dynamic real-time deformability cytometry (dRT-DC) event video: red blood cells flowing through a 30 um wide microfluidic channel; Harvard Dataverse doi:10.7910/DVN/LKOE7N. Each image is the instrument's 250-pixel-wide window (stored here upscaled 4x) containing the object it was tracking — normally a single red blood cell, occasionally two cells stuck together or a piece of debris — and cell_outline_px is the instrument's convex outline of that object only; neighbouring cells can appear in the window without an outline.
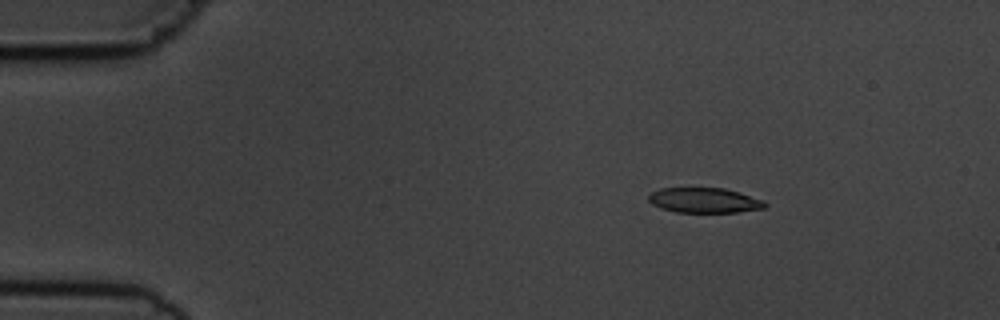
{"species": "common noctule bat (a hibernating species)", "species_latin": "Nyctalus noctula", "temperature_condition": "cold", "stored_images_in_passage": 5, "camera_frame_rate_fps": 3000, "um_per_image_px": 0.085, "animal": {"sex": "male", "body_mass_g": 19.5, "forearm_length_mm": 54.6}, "frame": {"image": 1, "passage_image": 3, "time_ms": 2.0, "image_size_px": [1000, 320], "cell_outline_px": [[768, 204], [764, 208], [736, 212], [676, 212], [660, 208], [652, 204], [648, 200], [648, 196], [652, 192], [660, 188], [724, 188], [764, 200]], "centroid_in_image_um": [59.85, 17.03], "position_along_channel_um": 25.1, "area_um2": 16.94}}
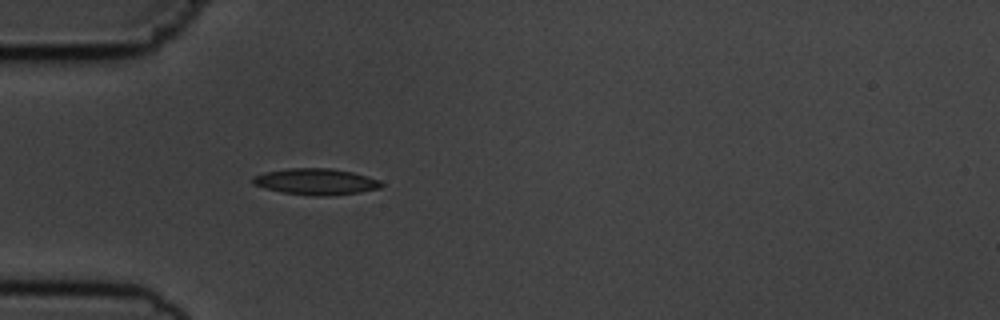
{"frame": {"image": 2, "passage_image": 5, "time_ms": 4.667, "image_size_px": [1000, 320], "cell_outline_px": [[384, 184], [380, 188], [360, 192], [328, 196], [316, 196], [284, 192], [264, 188], [252, 184], [252, 176], [264, 172], [288, 168], [332, 168], [352, 172], [368, 176], [380, 180]], "centroid_in_image_um": [26.85, 15.43], "position_along_channel_um": 58.1, "area_um2": 19.77}}